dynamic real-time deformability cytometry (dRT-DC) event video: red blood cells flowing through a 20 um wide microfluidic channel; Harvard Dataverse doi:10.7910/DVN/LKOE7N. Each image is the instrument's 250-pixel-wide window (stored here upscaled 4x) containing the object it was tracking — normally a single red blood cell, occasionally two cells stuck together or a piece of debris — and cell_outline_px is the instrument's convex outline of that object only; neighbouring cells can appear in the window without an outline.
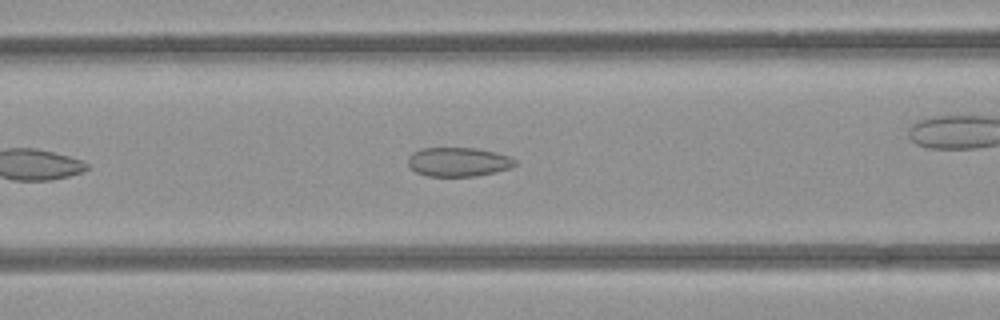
{"species": "common noctule bat (a hibernating species)", "species_latin": "Nyctalus noctula", "temperature_condition": "room temperature", "stored_images_in_passage": 14, "camera_frame_rate_fps": 3000, "um_per_image_px": 0.085, "animal": {"sex": "female", "body_mass_g": 21.9}, "frame": {"image": 1, "passage_image": 10, "time_ms": 3.0, "image_size_px": [1000, 320], "cell_outline_px": [[516, 164], [508, 168], [496, 172], [476, 176], [428, 176], [416, 172], [408, 164], [408, 156], [412, 152], [420, 148], [476, 148], [496, 152], [508, 156], [516, 160]], "centroid_in_image_um": [38.94, 13.75], "position_along_channel_um": 127.7, "area_um2": 18.15}}